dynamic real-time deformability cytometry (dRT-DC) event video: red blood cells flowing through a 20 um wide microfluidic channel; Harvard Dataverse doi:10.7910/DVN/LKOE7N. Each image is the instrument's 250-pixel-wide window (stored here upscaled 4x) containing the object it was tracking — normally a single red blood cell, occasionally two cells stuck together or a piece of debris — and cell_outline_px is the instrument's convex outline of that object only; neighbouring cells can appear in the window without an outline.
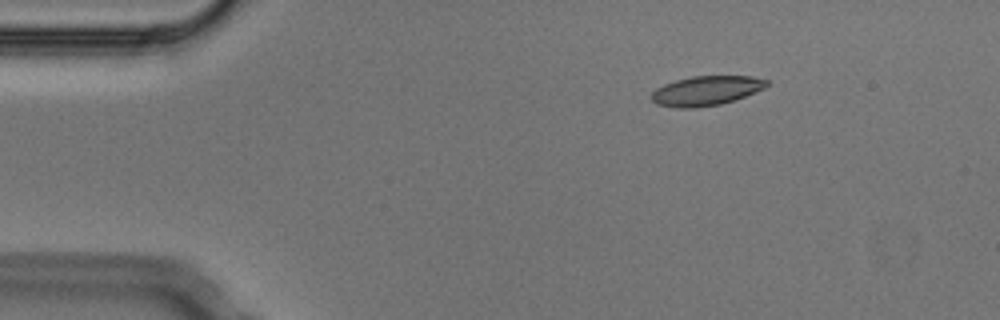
{"species": "Egyptian fruit bat (a non-hibernating species)", "species_latin": "Rousettus aegyptiacus", "temperature_condition": "cold", "stored_images_in_passage": 3, "camera_frame_rate_fps": 3000, "um_per_image_px": 0.085, "animal": {"sex": "male"}, "frame": {"image": 1, "passage_image": 1, "time_ms": 0.0, "image_size_px": [1000, 320], "cell_outline_px": [[768, 84], [764, 88], [744, 96], [720, 104], [696, 108], [676, 108], [656, 104], [648, 96], [656, 88], [664, 84], [676, 80], [692, 76], [752, 76], [768, 80]], "centroid_in_image_um": [59.97, 7.71], "position_along_channel_um": 25.0, "area_um2": 19.83}}